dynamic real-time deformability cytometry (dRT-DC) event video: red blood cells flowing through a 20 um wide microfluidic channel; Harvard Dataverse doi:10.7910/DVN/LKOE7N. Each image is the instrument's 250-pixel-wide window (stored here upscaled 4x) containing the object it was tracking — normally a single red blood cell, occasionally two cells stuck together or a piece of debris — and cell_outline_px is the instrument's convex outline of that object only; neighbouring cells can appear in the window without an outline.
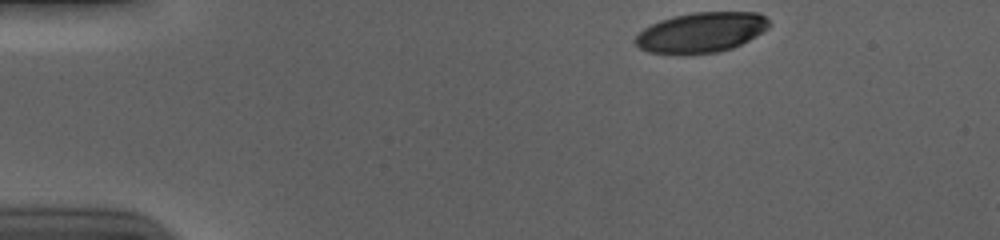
{"species": "human", "species_latin": "Homo sapiens", "temperature_condition": "cold", "stored_images_in_passage": 10, "camera_frame_rate_fps": 3000, "um_per_image_px": 0.085, "donor": {"sex": "male"}, "frame": {"image": 1, "passage_image": 1, "time_ms": 0.0, "image_size_px": [1000, 240], "cell_outline_px": [[768, 28], [748, 40], [732, 48], [716, 52], [648, 52], [640, 48], [632, 40], [644, 28], [660, 20], [672, 16], [692, 12], [756, 12], [764, 16], [768, 20]], "centroid_in_image_um": [59.59, 2.72], "position_along_channel_um": 25.4, "area_um2": 30.58}}